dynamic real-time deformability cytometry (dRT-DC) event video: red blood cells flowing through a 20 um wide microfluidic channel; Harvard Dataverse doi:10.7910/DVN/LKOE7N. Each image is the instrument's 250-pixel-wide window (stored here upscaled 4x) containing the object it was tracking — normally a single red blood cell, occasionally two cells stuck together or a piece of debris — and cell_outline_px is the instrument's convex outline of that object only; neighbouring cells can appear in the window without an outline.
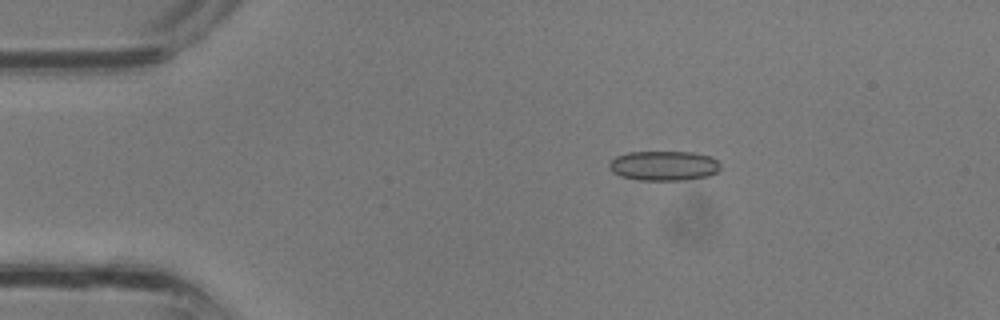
{"species": "common noctule bat (a hibernating species)", "species_latin": "Nyctalus noctula", "temperature_condition": "room temperature", "stored_images_in_passage": 8, "camera_frame_rate_fps": 3000, "um_per_image_px": 0.085, "animal": {"sex": "male", "body_mass_g": 13.3}, "frame": {"image": 1, "passage_image": 3, "time_ms": 0.667, "image_size_px": [1000, 320], "cell_outline_px": [[720, 168], [716, 172], [708, 176], [684, 180], [640, 180], [620, 176], [612, 172], [608, 168], [608, 164], [616, 156], [628, 152], [692, 152], [712, 156], [720, 164]], "centroid_in_image_um": [56.41, 14.08], "position_along_channel_um": 28.6, "area_um2": 19.36}}